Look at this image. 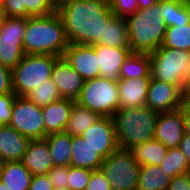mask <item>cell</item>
<instances>
[{"instance_id": "cell-33", "label": "cell", "mask_w": 190, "mask_h": 190, "mask_svg": "<svg viewBox=\"0 0 190 190\" xmlns=\"http://www.w3.org/2000/svg\"><path fill=\"white\" fill-rule=\"evenodd\" d=\"M26 17L46 16L57 10L56 0H25Z\"/></svg>"}, {"instance_id": "cell-3", "label": "cell", "mask_w": 190, "mask_h": 190, "mask_svg": "<svg viewBox=\"0 0 190 190\" xmlns=\"http://www.w3.org/2000/svg\"><path fill=\"white\" fill-rule=\"evenodd\" d=\"M131 52L152 53L162 46L166 25L160 10V0L126 17Z\"/></svg>"}, {"instance_id": "cell-43", "label": "cell", "mask_w": 190, "mask_h": 190, "mask_svg": "<svg viewBox=\"0 0 190 190\" xmlns=\"http://www.w3.org/2000/svg\"><path fill=\"white\" fill-rule=\"evenodd\" d=\"M181 113L184 120V132L190 134V104L183 100L181 105Z\"/></svg>"}, {"instance_id": "cell-24", "label": "cell", "mask_w": 190, "mask_h": 190, "mask_svg": "<svg viewBox=\"0 0 190 190\" xmlns=\"http://www.w3.org/2000/svg\"><path fill=\"white\" fill-rule=\"evenodd\" d=\"M120 79L151 78L150 55L131 52L119 71Z\"/></svg>"}, {"instance_id": "cell-21", "label": "cell", "mask_w": 190, "mask_h": 190, "mask_svg": "<svg viewBox=\"0 0 190 190\" xmlns=\"http://www.w3.org/2000/svg\"><path fill=\"white\" fill-rule=\"evenodd\" d=\"M71 166L89 170L100 169L104 158L80 136H72Z\"/></svg>"}, {"instance_id": "cell-30", "label": "cell", "mask_w": 190, "mask_h": 190, "mask_svg": "<svg viewBox=\"0 0 190 190\" xmlns=\"http://www.w3.org/2000/svg\"><path fill=\"white\" fill-rule=\"evenodd\" d=\"M162 47L190 51V23L167 27Z\"/></svg>"}, {"instance_id": "cell-6", "label": "cell", "mask_w": 190, "mask_h": 190, "mask_svg": "<svg viewBox=\"0 0 190 190\" xmlns=\"http://www.w3.org/2000/svg\"><path fill=\"white\" fill-rule=\"evenodd\" d=\"M75 102L101 117H112L119 109L118 83L101 77L86 80Z\"/></svg>"}, {"instance_id": "cell-15", "label": "cell", "mask_w": 190, "mask_h": 190, "mask_svg": "<svg viewBox=\"0 0 190 190\" xmlns=\"http://www.w3.org/2000/svg\"><path fill=\"white\" fill-rule=\"evenodd\" d=\"M51 80L57 86L62 98L73 101L78 98L85 82L63 57L54 63Z\"/></svg>"}, {"instance_id": "cell-10", "label": "cell", "mask_w": 190, "mask_h": 190, "mask_svg": "<svg viewBox=\"0 0 190 190\" xmlns=\"http://www.w3.org/2000/svg\"><path fill=\"white\" fill-rule=\"evenodd\" d=\"M9 125L30 140L44 139L45 132L42 110L25 96H17Z\"/></svg>"}, {"instance_id": "cell-1", "label": "cell", "mask_w": 190, "mask_h": 190, "mask_svg": "<svg viewBox=\"0 0 190 190\" xmlns=\"http://www.w3.org/2000/svg\"><path fill=\"white\" fill-rule=\"evenodd\" d=\"M56 11L69 44H98L104 26L114 16L108 0H59Z\"/></svg>"}, {"instance_id": "cell-13", "label": "cell", "mask_w": 190, "mask_h": 190, "mask_svg": "<svg viewBox=\"0 0 190 190\" xmlns=\"http://www.w3.org/2000/svg\"><path fill=\"white\" fill-rule=\"evenodd\" d=\"M62 57L85 81L100 77L94 44H69Z\"/></svg>"}, {"instance_id": "cell-16", "label": "cell", "mask_w": 190, "mask_h": 190, "mask_svg": "<svg viewBox=\"0 0 190 190\" xmlns=\"http://www.w3.org/2000/svg\"><path fill=\"white\" fill-rule=\"evenodd\" d=\"M94 50L100 69V77L117 82L120 79V67L131 53L130 47L114 48L94 44Z\"/></svg>"}, {"instance_id": "cell-25", "label": "cell", "mask_w": 190, "mask_h": 190, "mask_svg": "<svg viewBox=\"0 0 190 190\" xmlns=\"http://www.w3.org/2000/svg\"><path fill=\"white\" fill-rule=\"evenodd\" d=\"M170 181L160 166L141 165L135 190H167Z\"/></svg>"}, {"instance_id": "cell-45", "label": "cell", "mask_w": 190, "mask_h": 190, "mask_svg": "<svg viewBox=\"0 0 190 190\" xmlns=\"http://www.w3.org/2000/svg\"><path fill=\"white\" fill-rule=\"evenodd\" d=\"M158 0H137L138 9H145L154 5Z\"/></svg>"}, {"instance_id": "cell-31", "label": "cell", "mask_w": 190, "mask_h": 190, "mask_svg": "<svg viewBox=\"0 0 190 190\" xmlns=\"http://www.w3.org/2000/svg\"><path fill=\"white\" fill-rule=\"evenodd\" d=\"M159 166L170 178L190 172L186 157L179 147L169 148Z\"/></svg>"}, {"instance_id": "cell-18", "label": "cell", "mask_w": 190, "mask_h": 190, "mask_svg": "<svg viewBox=\"0 0 190 190\" xmlns=\"http://www.w3.org/2000/svg\"><path fill=\"white\" fill-rule=\"evenodd\" d=\"M151 78L119 79V108L146 106L148 86Z\"/></svg>"}, {"instance_id": "cell-7", "label": "cell", "mask_w": 190, "mask_h": 190, "mask_svg": "<svg viewBox=\"0 0 190 190\" xmlns=\"http://www.w3.org/2000/svg\"><path fill=\"white\" fill-rule=\"evenodd\" d=\"M149 55L151 78L177 85L185 92L184 77L190 51L160 46Z\"/></svg>"}, {"instance_id": "cell-37", "label": "cell", "mask_w": 190, "mask_h": 190, "mask_svg": "<svg viewBox=\"0 0 190 190\" xmlns=\"http://www.w3.org/2000/svg\"><path fill=\"white\" fill-rule=\"evenodd\" d=\"M69 166H53L48 171V176L54 188H68Z\"/></svg>"}, {"instance_id": "cell-42", "label": "cell", "mask_w": 190, "mask_h": 190, "mask_svg": "<svg viewBox=\"0 0 190 190\" xmlns=\"http://www.w3.org/2000/svg\"><path fill=\"white\" fill-rule=\"evenodd\" d=\"M167 190H190V172L171 178Z\"/></svg>"}, {"instance_id": "cell-17", "label": "cell", "mask_w": 190, "mask_h": 190, "mask_svg": "<svg viewBox=\"0 0 190 190\" xmlns=\"http://www.w3.org/2000/svg\"><path fill=\"white\" fill-rule=\"evenodd\" d=\"M32 175H45L54 166L49 145L45 139L30 140L22 158Z\"/></svg>"}, {"instance_id": "cell-14", "label": "cell", "mask_w": 190, "mask_h": 190, "mask_svg": "<svg viewBox=\"0 0 190 190\" xmlns=\"http://www.w3.org/2000/svg\"><path fill=\"white\" fill-rule=\"evenodd\" d=\"M184 120L181 107L173 111L159 113L155 125L154 139L165 147H179L184 135Z\"/></svg>"}, {"instance_id": "cell-38", "label": "cell", "mask_w": 190, "mask_h": 190, "mask_svg": "<svg viewBox=\"0 0 190 190\" xmlns=\"http://www.w3.org/2000/svg\"><path fill=\"white\" fill-rule=\"evenodd\" d=\"M2 10L7 17H26L25 0H4Z\"/></svg>"}, {"instance_id": "cell-20", "label": "cell", "mask_w": 190, "mask_h": 190, "mask_svg": "<svg viewBox=\"0 0 190 190\" xmlns=\"http://www.w3.org/2000/svg\"><path fill=\"white\" fill-rule=\"evenodd\" d=\"M75 101L62 98L41 107L45 132L47 134L65 132Z\"/></svg>"}, {"instance_id": "cell-4", "label": "cell", "mask_w": 190, "mask_h": 190, "mask_svg": "<svg viewBox=\"0 0 190 190\" xmlns=\"http://www.w3.org/2000/svg\"><path fill=\"white\" fill-rule=\"evenodd\" d=\"M158 114L148 106L119 108L112 115L119 148L131 150L154 139Z\"/></svg>"}, {"instance_id": "cell-47", "label": "cell", "mask_w": 190, "mask_h": 190, "mask_svg": "<svg viewBox=\"0 0 190 190\" xmlns=\"http://www.w3.org/2000/svg\"><path fill=\"white\" fill-rule=\"evenodd\" d=\"M6 17V14L3 12L2 8H0V30L3 27Z\"/></svg>"}, {"instance_id": "cell-35", "label": "cell", "mask_w": 190, "mask_h": 190, "mask_svg": "<svg viewBox=\"0 0 190 190\" xmlns=\"http://www.w3.org/2000/svg\"><path fill=\"white\" fill-rule=\"evenodd\" d=\"M114 16L126 18L138 10L137 0H108Z\"/></svg>"}, {"instance_id": "cell-27", "label": "cell", "mask_w": 190, "mask_h": 190, "mask_svg": "<svg viewBox=\"0 0 190 190\" xmlns=\"http://www.w3.org/2000/svg\"><path fill=\"white\" fill-rule=\"evenodd\" d=\"M110 47H129L126 18L113 16L104 26L103 39L98 43Z\"/></svg>"}, {"instance_id": "cell-19", "label": "cell", "mask_w": 190, "mask_h": 190, "mask_svg": "<svg viewBox=\"0 0 190 190\" xmlns=\"http://www.w3.org/2000/svg\"><path fill=\"white\" fill-rule=\"evenodd\" d=\"M30 139L10 125H0V161H21Z\"/></svg>"}, {"instance_id": "cell-49", "label": "cell", "mask_w": 190, "mask_h": 190, "mask_svg": "<svg viewBox=\"0 0 190 190\" xmlns=\"http://www.w3.org/2000/svg\"><path fill=\"white\" fill-rule=\"evenodd\" d=\"M0 190H9L5 184L0 181Z\"/></svg>"}, {"instance_id": "cell-23", "label": "cell", "mask_w": 190, "mask_h": 190, "mask_svg": "<svg viewBox=\"0 0 190 190\" xmlns=\"http://www.w3.org/2000/svg\"><path fill=\"white\" fill-rule=\"evenodd\" d=\"M52 155L54 166H71L72 136L66 132L48 134L44 138Z\"/></svg>"}, {"instance_id": "cell-2", "label": "cell", "mask_w": 190, "mask_h": 190, "mask_svg": "<svg viewBox=\"0 0 190 190\" xmlns=\"http://www.w3.org/2000/svg\"><path fill=\"white\" fill-rule=\"evenodd\" d=\"M69 42L63 21L57 11L37 17H27V27L23 37L25 55H54L62 57Z\"/></svg>"}, {"instance_id": "cell-32", "label": "cell", "mask_w": 190, "mask_h": 190, "mask_svg": "<svg viewBox=\"0 0 190 190\" xmlns=\"http://www.w3.org/2000/svg\"><path fill=\"white\" fill-rule=\"evenodd\" d=\"M25 97L40 107L62 99L57 86L51 79L31 90Z\"/></svg>"}, {"instance_id": "cell-40", "label": "cell", "mask_w": 190, "mask_h": 190, "mask_svg": "<svg viewBox=\"0 0 190 190\" xmlns=\"http://www.w3.org/2000/svg\"><path fill=\"white\" fill-rule=\"evenodd\" d=\"M13 92L12 71L0 63V94Z\"/></svg>"}, {"instance_id": "cell-5", "label": "cell", "mask_w": 190, "mask_h": 190, "mask_svg": "<svg viewBox=\"0 0 190 190\" xmlns=\"http://www.w3.org/2000/svg\"><path fill=\"white\" fill-rule=\"evenodd\" d=\"M60 57L54 55H24L12 71V89L17 96H26L46 80L51 79L54 63Z\"/></svg>"}, {"instance_id": "cell-9", "label": "cell", "mask_w": 190, "mask_h": 190, "mask_svg": "<svg viewBox=\"0 0 190 190\" xmlns=\"http://www.w3.org/2000/svg\"><path fill=\"white\" fill-rule=\"evenodd\" d=\"M27 17H6L0 30V63L11 70L24 57L23 37Z\"/></svg>"}, {"instance_id": "cell-28", "label": "cell", "mask_w": 190, "mask_h": 190, "mask_svg": "<svg viewBox=\"0 0 190 190\" xmlns=\"http://www.w3.org/2000/svg\"><path fill=\"white\" fill-rule=\"evenodd\" d=\"M135 160L139 165H154L159 166L168 148L165 147L160 141L156 139L148 140L141 145H137L131 149Z\"/></svg>"}, {"instance_id": "cell-41", "label": "cell", "mask_w": 190, "mask_h": 190, "mask_svg": "<svg viewBox=\"0 0 190 190\" xmlns=\"http://www.w3.org/2000/svg\"><path fill=\"white\" fill-rule=\"evenodd\" d=\"M54 186L47 174L33 175L31 178L29 190H53Z\"/></svg>"}, {"instance_id": "cell-11", "label": "cell", "mask_w": 190, "mask_h": 190, "mask_svg": "<svg viewBox=\"0 0 190 190\" xmlns=\"http://www.w3.org/2000/svg\"><path fill=\"white\" fill-rule=\"evenodd\" d=\"M184 100V92L177 86L151 78L146 106L157 113L179 109Z\"/></svg>"}, {"instance_id": "cell-22", "label": "cell", "mask_w": 190, "mask_h": 190, "mask_svg": "<svg viewBox=\"0 0 190 190\" xmlns=\"http://www.w3.org/2000/svg\"><path fill=\"white\" fill-rule=\"evenodd\" d=\"M32 173L22 161H7L2 163L1 182L9 190H29Z\"/></svg>"}, {"instance_id": "cell-26", "label": "cell", "mask_w": 190, "mask_h": 190, "mask_svg": "<svg viewBox=\"0 0 190 190\" xmlns=\"http://www.w3.org/2000/svg\"><path fill=\"white\" fill-rule=\"evenodd\" d=\"M101 116L76 102L73 104L65 132L70 136H81L83 132L89 129Z\"/></svg>"}, {"instance_id": "cell-12", "label": "cell", "mask_w": 190, "mask_h": 190, "mask_svg": "<svg viewBox=\"0 0 190 190\" xmlns=\"http://www.w3.org/2000/svg\"><path fill=\"white\" fill-rule=\"evenodd\" d=\"M80 137L104 159L119 148L112 117H101Z\"/></svg>"}, {"instance_id": "cell-52", "label": "cell", "mask_w": 190, "mask_h": 190, "mask_svg": "<svg viewBox=\"0 0 190 190\" xmlns=\"http://www.w3.org/2000/svg\"><path fill=\"white\" fill-rule=\"evenodd\" d=\"M1 172H2V162L0 161V181H1Z\"/></svg>"}, {"instance_id": "cell-51", "label": "cell", "mask_w": 190, "mask_h": 190, "mask_svg": "<svg viewBox=\"0 0 190 190\" xmlns=\"http://www.w3.org/2000/svg\"><path fill=\"white\" fill-rule=\"evenodd\" d=\"M188 15H189V22H190V2H188Z\"/></svg>"}, {"instance_id": "cell-39", "label": "cell", "mask_w": 190, "mask_h": 190, "mask_svg": "<svg viewBox=\"0 0 190 190\" xmlns=\"http://www.w3.org/2000/svg\"><path fill=\"white\" fill-rule=\"evenodd\" d=\"M85 190H112V187L101 169H97L92 170Z\"/></svg>"}, {"instance_id": "cell-29", "label": "cell", "mask_w": 190, "mask_h": 190, "mask_svg": "<svg viewBox=\"0 0 190 190\" xmlns=\"http://www.w3.org/2000/svg\"><path fill=\"white\" fill-rule=\"evenodd\" d=\"M160 10L166 27L188 24V2L183 0H160Z\"/></svg>"}, {"instance_id": "cell-46", "label": "cell", "mask_w": 190, "mask_h": 190, "mask_svg": "<svg viewBox=\"0 0 190 190\" xmlns=\"http://www.w3.org/2000/svg\"><path fill=\"white\" fill-rule=\"evenodd\" d=\"M184 86H185V90L188 86H190V60L188 62L187 69L185 72Z\"/></svg>"}, {"instance_id": "cell-48", "label": "cell", "mask_w": 190, "mask_h": 190, "mask_svg": "<svg viewBox=\"0 0 190 190\" xmlns=\"http://www.w3.org/2000/svg\"><path fill=\"white\" fill-rule=\"evenodd\" d=\"M184 100L190 104V86H188L184 92Z\"/></svg>"}, {"instance_id": "cell-53", "label": "cell", "mask_w": 190, "mask_h": 190, "mask_svg": "<svg viewBox=\"0 0 190 190\" xmlns=\"http://www.w3.org/2000/svg\"><path fill=\"white\" fill-rule=\"evenodd\" d=\"M3 3H4V0H0V8H2Z\"/></svg>"}, {"instance_id": "cell-44", "label": "cell", "mask_w": 190, "mask_h": 190, "mask_svg": "<svg viewBox=\"0 0 190 190\" xmlns=\"http://www.w3.org/2000/svg\"><path fill=\"white\" fill-rule=\"evenodd\" d=\"M179 148L186 157V160L190 167V134L184 133L182 141L180 142Z\"/></svg>"}, {"instance_id": "cell-50", "label": "cell", "mask_w": 190, "mask_h": 190, "mask_svg": "<svg viewBox=\"0 0 190 190\" xmlns=\"http://www.w3.org/2000/svg\"><path fill=\"white\" fill-rule=\"evenodd\" d=\"M53 190H70L69 188L63 187V188H54Z\"/></svg>"}, {"instance_id": "cell-34", "label": "cell", "mask_w": 190, "mask_h": 190, "mask_svg": "<svg viewBox=\"0 0 190 190\" xmlns=\"http://www.w3.org/2000/svg\"><path fill=\"white\" fill-rule=\"evenodd\" d=\"M92 170L69 166L68 188L70 190H85Z\"/></svg>"}, {"instance_id": "cell-8", "label": "cell", "mask_w": 190, "mask_h": 190, "mask_svg": "<svg viewBox=\"0 0 190 190\" xmlns=\"http://www.w3.org/2000/svg\"><path fill=\"white\" fill-rule=\"evenodd\" d=\"M140 167L131 150L118 148L104 159L100 169L112 190H135Z\"/></svg>"}, {"instance_id": "cell-36", "label": "cell", "mask_w": 190, "mask_h": 190, "mask_svg": "<svg viewBox=\"0 0 190 190\" xmlns=\"http://www.w3.org/2000/svg\"><path fill=\"white\" fill-rule=\"evenodd\" d=\"M17 98V95L14 92L0 94V125L6 126L9 125L13 104Z\"/></svg>"}]
</instances>
